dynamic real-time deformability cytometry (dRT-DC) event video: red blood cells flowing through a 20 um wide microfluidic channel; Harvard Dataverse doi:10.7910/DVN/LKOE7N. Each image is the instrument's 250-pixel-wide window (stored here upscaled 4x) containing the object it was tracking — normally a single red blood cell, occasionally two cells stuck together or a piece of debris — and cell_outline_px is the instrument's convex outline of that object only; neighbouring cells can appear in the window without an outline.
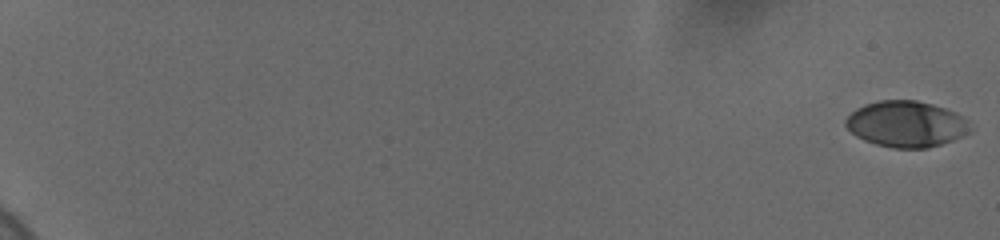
{"species": "human", "species_latin": "Homo sapiens", "temperature_condition": "cold", "stored_images_in_passage": 60, "camera_frame_rate_fps": 3000, "um_per_image_px": 0.085, "donor": {"sex": "female"}, "frame": {"image": 1, "passage_image": 1, "time_ms": 0.0, "image_size_px": [1000, 240], "cell_outline_px": [[972, 132], [952, 140], [928, 148], [892, 148], [876, 144], [864, 140], [856, 136], [844, 124], [844, 120], [856, 108], [864, 104], [880, 100], [916, 100], [932, 104], [956, 112], [964, 116], [968, 120], [972, 128]], "centroid_in_image_um": [77.05, 10.54], "position_along_channel_um": 7.9, "area_um2": 33.64}}
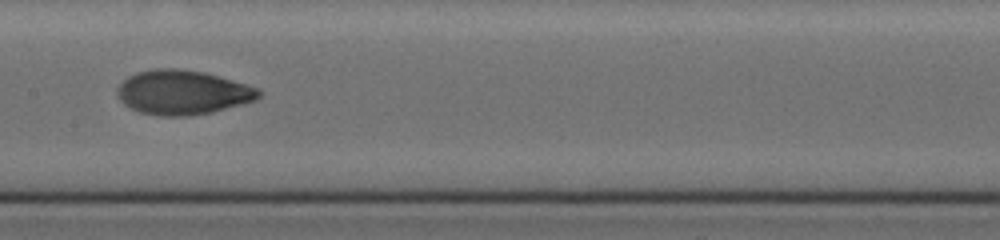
{"frame": {"image": 2, "passage_image": 35, "time_ms": 11.333, "image_size_px": [1000, 240], "cell_outline_px": [[264, 92], [256, 100], [244, 104], [212, 112], [188, 116], [156, 116], [140, 112], [124, 104], [120, 100], [116, 92], [120, 84], [128, 76], [136, 72], [156, 68], [176, 68], [204, 72], [260, 88]], "centroid_in_image_um": [15.55, 7.86], "position_along_channel_um": 191.9, "area_um2": 36.82}}
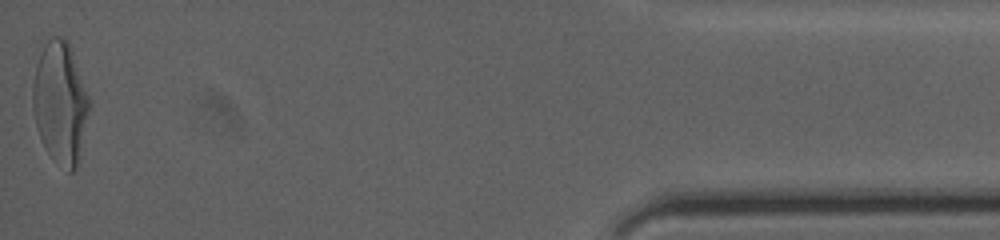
{"frame": {"image": 3, "passage_image": 60, "time_ms": 19.667, "image_size_px": [1000, 240], "cell_outline_px": [[92, 104], [80, 156], [76, 168], [72, 172], [68, 172], [52, 160], [40, 136], [36, 124], [32, 104], [32, 84], [36, 64], [40, 52], [44, 44], [52, 36], [64, 36], [68, 40], [92, 100]], "centroid_in_image_um": [5.16, 8.72], "position_along_channel_um": 430.0, "area_um2": 41.04}, "authors_computed_cell_mechanics": {"area_um2": 34.7378, "velocity_mm_per_s": 3.6756, "shape_relaxation_time_tau1_ms": 4.4579, "shape_relaxation_time_tau2_ms": 1.4877, "deformation_change_tau1": 0.203, "deformation_change_tau2": 0.0474}}